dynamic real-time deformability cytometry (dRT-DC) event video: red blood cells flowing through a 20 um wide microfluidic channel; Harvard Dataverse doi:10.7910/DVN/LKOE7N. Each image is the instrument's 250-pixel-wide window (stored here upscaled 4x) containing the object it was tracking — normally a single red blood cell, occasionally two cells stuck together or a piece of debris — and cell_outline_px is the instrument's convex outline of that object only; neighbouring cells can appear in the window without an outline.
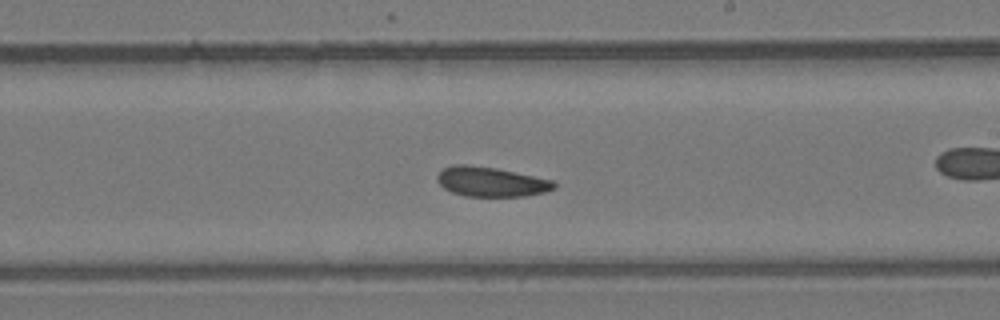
{"species": "common noctule bat (a hibernating species)", "species_latin": "Nyctalus noctula", "temperature_condition": "room temperature", "stored_images_in_passage": 50, "camera_frame_rate_fps": 3000, "um_per_image_px": 0.085, "animal": {"sex": "female", "body_mass_g": 24.6, "forearm_length_mm": 56.2}, "frame": {"image": 1, "passage_image": 29, "time_ms": 9.333, "image_size_px": [1000, 320], "cell_outline_px": [[556, 188], [544, 192], [524, 196], [464, 196], [452, 192], [444, 188], [436, 180], [436, 176], [444, 168], [456, 164], [464, 164], [496, 168], [552, 180], [556, 184]], "centroid_in_image_um": [41.72, 15.45], "position_along_channel_um": 247.3, "area_um2": 20.06}}